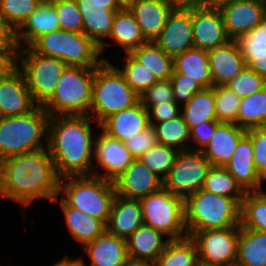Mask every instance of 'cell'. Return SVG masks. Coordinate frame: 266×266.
<instances>
[{
  "instance_id": "obj_1",
  "label": "cell",
  "mask_w": 266,
  "mask_h": 266,
  "mask_svg": "<svg viewBox=\"0 0 266 266\" xmlns=\"http://www.w3.org/2000/svg\"><path fill=\"white\" fill-rule=\"evenodd\" d=\"M59 181L47 148L0 161V196L25 210L39 199L52 202L59 193Z\"/></svg>"
},
{
  "instance_id": "obj_2",
  "label": "cell",
  "mask_w": 266,
  "mask_h": 266,
  "mask_svg": "<svg viewBox=\"0 0 266 266\" xmlns=\"http://www.w3.org/2000/svg\"><path fill=\"white\" fill-rule=\"evenodd\" d=\"M94 119L89 115L51 116L48 123L47 150L57 176H91L93 168Z\"/></svg>"
},
{
  "instance_id": "obj_3",
  "label": "cell",
  "mask_w": 266,
  "mask_h": 266,
  "mask_svg": "<svg viewBox=\"0 0 266 266\" xmlns=\"http://www.w3.org/2000/svg\"><path fill=\"white\" fill-rule=\"evenodd\" d=\"M49 118L42 106L25 115L0 117V161L47 148Z\"/></svg>"
},
{
  "instance_id": "obj_4",
  "label": "cell",
  "mask_w": 266,
  "mask_h": 266,
  "mask_svg": "<svg viewBox=\"0 0 266 266\" xmlns=\"http://www.w3.org/2000/svg\"><path fill=\"white\" fill-rule=\"evenodd\" d=\"M184 209L188 236L195 231L240 225L241 205L234 198L215 195L203 189L184 199Z\"/></svg>"
},
{
  "instance_id": "obj_5",
  "label": "cell",
  "mask_w": 266,
  "mask_h": 266,
  "mask_svg": "<svg viewBox=\"0 0 266 266\" xmlns=\"http://www.w3.org/2000/svg\"><path fill=\"white\" fill-rule=\"evenodd\" d=\"M30 47L40 55L60 59L71 67L96 68L109 61L101 57L100 47L84 33L62 29L41 35Z\"/></svg>"
},
{
  "instance_id": "obj_6",
  "label": "cell",
  "mask_w": 266,
  "mask_h": 266,
  "mask_svg": "<svg viewBox=\"0 0 266 266\" xmlns=\"http://www.w3.org/2000/svg\"><path fill=\"white\" fill-rule=\"evenodd\" d=\"M59 197L70 207L108 221L116 197L114 183L91 176H68L59 181Z\"/></svg>"
},
{
  "instance_id": "obj_7",
  "label": "cell",
  "mask_w": 266,
  "mask_h": 266,
  "mask_svg": "<svg viewBox=\"0 0 266 266\" xmlns=\"http://www.w3.org/2000/svg\"><path fill=\"white\" fill-rule=\"evenodd\" d=\"M139 101L140 96L127 84L110 61H104L95 68L89 116L98 123V128L110 115L130 108Z\"/></svg>"
},
{
  "instance_id": "obj_8",
  "label": "cell",
  "mask_w": 266,
  "mask_h": 266,
  "mask_svg": "<svg viewBox=\"0 0 266 266\" xmlns=\"http://www.w3.org/2000/svg\"><path fill=\"white\" fill-rule=\"evenodd\" d=\"M95 68L67 66L53 96L42 106L51 116L89 115Z\"/></svg>"
},
{
  "instance_id": "obj_9",
  "label": "cell",
  "mask_w": 266,
  "mask_h": 266,
  "mask_svg": "<svg viewBox=\"0 0 266 266\" xmlns=\"http://www.w3.org/2000/svg\"><path fill=\"white\" fill-rule=\"evenodd\" d=\"M16 66L23 73L38 106H43L53 96L57 81L67 67L62 60L40 55L30 46L19 49Z\"/></svg>"
},
{
  "instance_id": "obj_10",
  "label": "cell",
  "mask_w": 266,
  "mask_h": 266,
  "mask_svg": "<svg viewBox=\"0 0 266 266\" xmlns=\"http://www.w3.org/2000/svg\"><path fill=\"white\" fill-rule=\"evenodd\" d=\"M143 224L168 236L170 240L188 237L185 226L184 198L161 190L139 199Z\"/></svg>"
},
{
  "instance_id": "obj_11",
  "label": "cell",
  "mask_w": 266,
  "mask_h": 266,
  "mask_svg": "<svg viewBox=\"0 0 266 266\" xmlns=\"http://www.w3.org/2000/svg\"><path fill=\"white\" fill-rule=\"evenodd\" d=\"M211 167V163L201 151H179L172 168L163 180V188L185 199L203 188Z\"/></svg>"
},
{
  "instance_id": "obj_12",
  "label": "cell",
  "mask_w": 266,
  "mask_h": 266,
  "mask_svg": "<svg viewBox=\"0 0 266 266\" xmlns=\"http://www.w3.org/2000/svg\"><path fill=\"white\" fill-rule=\"evenodd\" d=\"M239 226L195 231L189 237L198 251L200 266H235Z\"/></svg>"
},
{
  "instance_id": "obj_13",
  "label": "cell",
  "mask_w": 266,
  "mask_h": 266,
  "mask_svg": "<svg viewBox=\"0 0 266 266\" xmlns=\"http://www.w3.org/2000/svg\"><path fill=\"white\" fill-rule=\"evenodd\" d=\"M100 135L94 140L93 159L103 173L93 172V175L114 182L132 163L134 158L125 143L106 134L101 128Z\"/></svg>"
},
{
  "instance_id": "obj_14",
  "label": "cell",
  "mask_w": 266,
  "mask_h": 266,
  "mask_svg": "<svg viewBox=\"0 0 266 266\" xmlns=\"http://www.w3.org/2000/svg\"><path fill=\"white\" fill-rule=\"evenodd\" d=\"M82 13L83 33L92 39L99 47L101 55L110 36L112 24L117 11L122 8L117 2H99L98 0H76Z\"/></svg>"
},
{
  "instance_id": "obj_15",
  "label": "cell",
  "mask_w": 266,
  "mask_h": 266,
  "mask_svg": "<svg viewBox=\"0 0 266 266\" xmlns=\"http://www.w3.org/2000/svg\"><path fill=\"white\" fill-rule=\"evenodd\" d=\"M231 40L251 31L266 16L265 0H232L218 6Z\"/></svg>"
},
{
  "instance_id": "obj_16",
  "label": "cell",
  "mask_w": 266,
  "mask_h": 266,
  "mask_svg": "<svg viewBox=\"0 0 266 266\" xmlns=\"http://www.w3.org/2000/svg\"><path fill=\"white\" fill-rule=\"evenodd\" d=\"M153 42L172 57L193 48L192 7L174 8Z\"/></svg>"
},
{
  "instance_id": "obj_17",
  "label": "cell",
  "mask_w": 266,
  "mask_h": 266,
  "mask_svg": "<svg viewBox=\"0 0 266 266\" xmlns=\"http://www.w3.org/2000/svg\"><path fill=\"white\" fill-rule=\"evenodd\" d=\"M192 23L195 48L209 51L231 40L218 7L203 4L192 7Z\"/></svg>"
},
{
  "instance_id": "obj_18",
  "label": "cell",
  "mask_w": 266,
  "mask_h": 266,
  "mask_svg": "<svg viewBox=\"0 0 266 266\" xmlns=\"http://www.w3.org/2000/svg\"><path fill=\"white\" fill-rule=\"evenodd\" d=\"M37 106L17 66L0 78V117L25 115Z\"/></svg>"
},
{
  "instance_id": "obj_19",
  "label": "cell",
  "mask_w": 266,
  "mask_h": 266,
  "mask_svg": "<svg viewBox=\"0 0 266 266\" xmlns=\"http://www.w3.org/2000/svg\"><path fill=\"white\" fill-rule=\"evenodd\" d=\"M113 183L116 195L127 199H140L163 188V180L139 159H134Z\"/></svg>"
},
{
  "instance_id": "obj_20",
  "label": "cell",
  "mask_w": 266,
  "mask_h": 266,
  "mask_svg": "<svg viewBox=\"0 0 266 266\" xmlns=\"http://www.w3.org/2000/svg\"><path fill=\"white\" fill-rule=\"evenodd\" d=\"M224 167L245 192L264 189L263 180L255 168L252 141L247 134L239 140L233 156Z\"/></svg>"
},
{
  "instance_id": "obj_21",
  "label": "cell",
  "mask_w": 266,
  "mask_h": 266,
  "mask_svg": "<svg viewBox=\"0 0 266 266\" xmlns=\"http://www.w3.org/2000/svg\"><path fill=\"white\" fill-rule=\"evenodd\" d=\"M213 87L225 86L247 65L236 40L207 51Z\"/></svg>"
},
{
  "instance_id": "obj_22",
  "label": "cell",
  "mask_w": 266,
  "mask_h": 266,
  "mask_svg": "<svg viewBox=\"0 0 266 266\" xmlns=\"http://www.w3.org/2000/svg\"><path fill=\"white\" fill-rule=\"evenodd\" d=\"M149 126L148 111L140 101L130 108L110 115L100 124L106 134L123 143Z\"/></svg>"
},
{
  "instance_id": "obj_23",
  "label": "cell",
  "mask_w": 266,
  "mask_h": 266,
  "mask_svg": "<svg viewBox=\"0 0 266 266\" xmlns=\"http://www.w3.org/2000/svg\"><path fill=\"white\" fill-rule=\"evenodd\" d=\"M82 249L90 260L89 266H123L128 259L126 240L108 231L87 243ZM80 258L84 266H87L84 257Z\"/></svg>"
},
{
  "instance_id": "obj_24",
  "label": "cell",
  "mask_w": 266,
  "mask_h": 266,
  "mask_svg": "<svg viewBox=\"0 0 266 266\" xmlns=\"http://www.w3.org/2000/svg\"><path fill=\"white\" fill-rule=\"evenodd\" d=\"M147 41H153L165 26L174 9L165 0H134L128 8Z\"/></svg>"
},
{
  "instance_id": "obj_25",
  "label": "cell",
  "mask_w": 266,
  "mask_h": 266,
  "mask_svg": "<svg viewBox=\"0 0 266 266\" xmlns=\"http://www.w3.org/2000/svg\"><path fill=\"white\" fill-rule=\"evenodd\" d=\"M60 29L59 18L54 5L43 0L16 31V41L20 48L30 46L45 33Z\"/></svg>"
},
{
  "instance_id": "obj_26",
  "label": "cell",
  "mask_w": 266,
  "mask_h": 266,
  "mask_svg": "<svg viewBox=\"0 0 266 266\" xmlns=\"http://www.w3.org/2000/svg\"><path fill=\"white\" fill-rule=\"evenodd\" d=\"M246 134V130L235 123L221 122L201 151L212 166L224 167L231 159L239 140Z\"/></svg>"
},
{
  "instance_id": "obj_27",
  "label": "cell",
  "mask_w": 266,
  "mask_h": 266,
  "mask_svg": "<svg viewBox=\"0 0 266 266\" xmlns=\"http://www.w3.org/2000/svg\"><path fill=\"white\" fill-rule=\"evenodd\" d=\"M142 225V207L139 199H127L116 195L106 223V231L126 240Z\"/></svg>"
},
{
  "instance_id": "obj_28",
  "label": "cell",
  "mask_w": 266,
  "mask_h": 266,
  "mask_svg": "<svg viewBox=\"0 0 266 266\" xmlns=\"http://www.w3.org/2000/svg\"><path fill=\"white\" fill-rule=\"evenodd\" d=\"M52 202H59L67 230L75 241L81 243L82 248L106 231V224L103 221L70 207L61 197L59 198V195Z\"/></svg>"
},
{
  "instance_id": "obj_29",
  "label": "cell",
  "mask_w": 266,
  "mask_h": 266,
  "mask_svg": "<svg viewBox=\"0 0 266 266\" xmlns=\"http://www.w3.org/2000/svg\"><path fill=\"white\" fill-rule=\"evenodd\" d=\"M151 226L143 224L127 239L128 258L155 263L170 239Z\"/></svg>"
},
{
  "instance_id": "obj_30",
  "label": "cell",
  "mask_w": 266,
  "mask_h": 266,
  "mask_svg": "<svg viewBox=\"0 0 266 266\" xmlns=\"http://www.w3.org/2000/svg\"><path fill=\"white\" fill-rule=\"evenodd\" d=\"M173 71L195 80L203 88L213 87L206 50L191 48L173 57Z\"/></svg>"
},
{
  "instance_id": "obj_31",
  "label": "cell",
  "mask_w": 266,
  "mask_h": 266,
  "mask_svg": "<svg viewBox=\"0 0 266 266\" xmlns=\"http://www.w3.org/2000/svg\"><path fill=\"white\" fill-rule=\"evenodd\" d=\"M109 39H112V41H114L112 44L123 49L125 53H130L133 49L148 42L129 9L117 11L113 20L110 36L108 37V40Z\"/></svg>"
},
{
  "instance_id": "obj_32",
  "label": "cell",
  "mask_w": 266,
  "mask_h": 266,
  "mask_svg": "<svg viewBox=\"0 0 266 266\" xmlns=\"http://www.w3.org/2000/svg\"><path fill=\"white\" fill-rule=\"evenodd\" d=\"M235 266H266V233L239 225Z\"/></svg>"
},
{
  "instance_id": "obj_33",
  "label": "cell",
  "mask_w": 266,
  "mask_h": 266,
  "mask_svg": "<svg viewBox=\"0 0 266 266\" xmlns=\"http://www.w3.org/2000/svg\"><path fill=\"white\" fill-rule=\"evenodd\" d=\"M130 54L141 64L146 66L157 81L170 80L173 73V57L167 55L153 41L133 49Z\"/></svg>"
},
{
  "instance_id": "obj_34",
  "label": "cell",
  "mask_w": 266,
  "mask_h": 266,
  "mask_svg": "<svg viewBox=\"0 0 266 266\" xmlns=\"http://www.w3.org/2000/svg\"><path fill=\"white\" fill-rule=\"evenodd\" d=\"M180 114L191 130L194 126L206 121H217L214 87L203 88L193 95V97L184 104Z\"/></svg>"
},
{
  "instance_id": "obj_35",
  "label": "cell",
  "mask_w": 266,
  "mask_h": 266,
  "mask_svg": "<svg viewBox=\"0 0 266 266\" xmlns=\"http://www.w3.org/2000/svg\"><path fill=\"white\" fill-rule=\"evenodd\" d=\"M236 124L246 131L266 127V87L240 100Z\"/></svg>"
},
{
  "instance_id": "obj_36",
  "label": "cell",
  "mask_w": 266,
  "mask_h": 266,
  "mask_svg": "<svg viewBox=\"0 0 266 266\" xmlns=\"http://www.w3.org/2000/svg\"><path fill=\"white\" fill-rule=\"evenodd\" d=\"M155 266H200L196 244L189 236L170 240L157 258Z\"/></svg>"
},
{
  "instance_id": "obj_37",
  "label": "cell",
  "mask_w": 266,
  "mask_h": 266,
  "mask_svg": "<svg viewBox=\"0 0 266 266\" xmlns=\"http://www.w3.org/2000/svg\"><path fill=\"white\" fill-rule=\"evenodd\" d=\"M240 225L266 233V191L246 192L241 203Z\"/></svg>"
},
{
  "instance_id": "obj_38",
  "label": "cell",
  "mask_w": 266,
  "mask_h": 266,
  "mask_svg": "<svg viewBox=\"0 0 266 266\" xmlns=\"http://www.w3.org/2000/svg\"><path fill=\"white\" fill-rule=\"evenodd\" d=\"M158 144L178 151L190 150V129L180 114L174 119L153 125Z\"/></svg>"
},
{
  "instance_id": "obj_39",
  "label": "cell",
  "mask_w": 266,
  "mask_h": 266,
  "mask_svg": "<svg viewBox=\"0 0 266 266\" xmlns=\"http://www.w3.org/2000/svg\"><path fill=\"white\" fill-rule=\"evenodd\" d=\"M202 189L215 195L234 198L240 205L246 193L227 169L221 166L209 169Z\"/></svg>"
},
{
  "instance_id": "obj_40",
  "label": "cell",
  "mask_w": 266,
  "mask_h": 266,
  "mask_svg": "<svg viewBox=\"0 0 266 266\" xmlns=\"http://www.w3.org/2000/svg\"><path fill=\"white\" fill-rule=\"evenodd\" d=\"M125 63L123 67H116L124 77L127 84L138 94H142L146 89L157 82L153 73L143 64L139 63L130 53H125Z\"/></svg>"
},
{
  "instance_id": "obj_41",
  "label": "cell",
  "mask_w": 266,
  "mask_h": 266,
  "mask_svg": "<svg viewBox=\"0 0 266 266\" xmlns=\"http://www.w3.org/2000/svg\"><path fill=\"white\" fill-rule=\"evenodd\" d=\"M178 152L179 151L173 147L157 144L138 159L146 165L149 170L164 180L172 168Z\"/></svg>"
},
{
  "instance_id": "obj_42",
  "label": "cell",
  "mask_w": 266,
  "mask_h": 266,
  "mask_svg": "<svg viewBox=\"0 0 266 266\" xmlns=\"http://www.w3.org/2000/svg\"><path fill=\"white\" fill-rule=\"evenodd\" d=\"M43 0H0V16L17 31Z\"/></svg>"
},
{
  "instance_id": "obj_43",
  "label": "cell",
  "mask_w": 266,
  "mask_h": 266,
  "mask_svg": "<svg viewBox=\"0 0 266 266\" xmlns=\"http://www.w3.org/2000/svg\"><path fill=\"white\" fill-rule=\"evenodd\" d=\"M214 98L217 121L236 124L241 98L227 86H215Z\"/></svg>"
},
{
  "instance_id": "obj_44",
  "label": "cell",
  "mask_w": 266,
  "mask_h": 266,
  "mask_svg": "<svg viewBox=\"0 0 266 266\" xmlns=\"http://www.w3.org/2000/svg\"><path fill=\"white\" fill-rule=\"evenodd\" d=\"M57 12L60 29L83 33L82 13L76 0H49Z\"/></svg>"
},
{
  "instance_id": "obj_45",
  "label": "cell",
  "mask_w": 266,
  "mask_h": 266,
  "mask_svg": "<svg viewBox=\"0 0 266 266\" xmlns=\"http://www.w3.org/2000/svg\"><path fill=\"white\" fill-rule=\"evenodd\" d=\"M225 86L242 99L265 88L266 80L246 66Z\"/></svg>"
},
{
  "instance_id": "obj_46",
  "label": "cell",
  "mask_w": 266,
  "mask_h": 266,
  "mask_svg": "<svg viewBox=\"0 0 266 266\" xmlns=\"http://www.w3.org/2000/svg\"><path fill=\"white\" fill-rule=\"evenodd\" d=\"M241 54L266 53V16L251 31L237 40Z\"/></svg>"
},
{
  "instance_id": "obj_47",
  "label": "cell",
  "mask_w": 266,
  "mask_h": 266,
  "mask_svg": "<svg viewBox=\"0 0 266 266\" xmlns=\"http://www.w3.org/2000/svg\"><path fill=\"white\" fill-rule=\"evenodd\" d=\"M246 134L252 141L257 173L263 181H266V127L249 129Z\"/></svg>"
},
{
  "instance_id": "obj_48",
  "label": "cell",
  "mask_w": 266,
  "mask_h": 266,
  "mask_svg": "<svg viewBox=\"0 0 266 266\" xmlns=\"http://www.w3.org/2000/svg\"><path fill=\"white\" fill-rule=\"evenodd\" d=\"M173 87L174 102L179 106L186 104L194 94L201 91L203 87L186 75H181L173 71L170 78Z\"/></svg>"
},
{
  "instance_id": "obj_49",
  "label": "cell",
  "mask_w": 266,
  "mask_h": 266,
  "mask_svg": "<svg viewBox=\"0 0 266 266\" xmlns=\"http://www.w3.org/2000/svg\"><path fill=\"white\" fill-rule=\"evenodd\" d=\"M139 96L142 105L174 102L173 87L170 80L157 81Z\"/></svg>"
},
{
  "instance_id": "obj_50",
  "label": "cell",
  "mask_w": 266,
  "mask_h": 266,
  "mask_svg": "<svg viewBox=\"0 0 266 266\" xmlns=\"http://www.w3.org/2000/svg\"><path fill=\"white\" fill-rule=\"evenodd\" d=\"M134 159H138L150 148L158 144L156 131L153 126H149L139 134L124 142Z\"/></svg>"
},
{
  "instance_id": "obj_51",
  "label": "cell",
  "mask_w": 266,
  "mask_h": 266,
  "mask_svg": "<svg viewBox=\"0 0 266 266\" xmlns=\"http://www.w3.org/2000/svg\"><path fill=\"white\" fill-rule=\"evenodd\" d=\"M148 111L149 123L153 126L176 118L180 115L181 106L175 102H164L158 105H143Z\"/></svg>"
},
{
  "instance_id": "obj_52",
  "label": "cell",
  "mask_w": 266,
  "mask_h": 266,
  "mask_svg": "<svg viewBox=\"0 0 266 266\" xmlns=\"http://www.w3.org/2000/svg\"><path fill=\"white\" fill-rule=\"evenodd\" d=\"M219 121H206L201 124L194 126L190 130V145L193 142L194 144L190 146V150L202 151L208 142L211 140V137L214 135L216 127L220 124ZM196 145V147H194Z\"/></svg>"
},
{
  "instance_id": "obj_53",
  "label": "cell",
  "mask_w": 266,
  "mask_h": 266,
  "mask_svg": "<svg viewBox=\"0 0 266 266\" xmlns=\"http://www.w3.org/2000/svg\"><path fill=\"white\" fill-rule=\"evenodd\" d=\"M0 50L19 51L16 31L0 16Z\"/></svg>"
},
{
  "instance_id": "obj_54",
  "label": "cell",
  "mask_w": 266,
  "mask_h": 266,
  "mask_svg": "<svg viewBox=\"0 0 266 266\" xmlns=\"http://www.w3.org/2000/svg\"><path fill=\"white\" fill-rule=\"evenodd\" d=\"M241 55L247 67L266 80V53Z\"/></svg>"
},
{
  "instance_id": "obj_55",
  "label": "cell",
  "mask_w": 266,
  "mask_h": 266,
  "mask_svg": "<svg viewBox=\"0 0 266 266\" xmlns=\"http://www.w3.org/2000/svg\"><path fill=\"white\" fill-rule=\"evenodd\" d=\"M18 51L0 50V78L16 66Z\"/></svg>"
},
{
  "instance_id": "obj_56",
  "label": "cell",
  "mask_w": 266,
  "mask_h": 266,
  "mask_svg": "<svg viewBox=\"0 0 266 266\" xmlns=\"http://www.w3.org/2000/svg\"><path fill=\"white\" fill-rule=\"evenodd\" d=\"M174 8H191L202 5V0H165Z\"/></svg>"
},
{
  "instance_id": "obj_57",
  "label": "cell",
  "mask_w": 266,
  "mask_h": 266,
  "mask_svg": "<svg viewBox=\"0 0 266 266\" xmlns=\"http://www.w3.org/2000/svg\"><path fill=\"white\" fill-rule=\"evenodd\" d=\"M51 266H84V263L80 257L76 258H69V256L66 255L62 259H60L55 264H52Z\"/></svg>"
},
{
  "instance_id": "obj_58",
  "label": "cell",
  "mask_w": 266,
  "mask_h": 266,
  "mask_svg": "<svg viewBox=\"0 0 266 266\" xmlns=\"http://www.w3.org/2000/svg\"><path fill=\"white\" fill-rule=\"evenodd\" d=\"M123 266H155V263L146 260L128 258Z\"/></svg>"
},
{
  "instance_id": "obj_59",
  "label": "cell",
  "mask_w": 266,
  "mask_h": 266,
  "mask_svg": "<svg viewBox=\"0 0 266 266\" xmlns=\"http://www.w3.org/2000/svg\"><path fill=\"white\" fill-rule=\"evenodd\" d=\"M232 1V0H202V4L206 6H215L218 7L219 5Z\"/></svg>"
},
{
  "instance_id": "obj_60",
  "label": "cell",
  "mask_w": 266,
  "mask_h": 266,
  "mask_svg": "<svg viewBox=\"0 0 266 266\" xmlns=\"http://www.w3.org/2000/svg\"><path fill=\"white\" fill-rule=\"evenodd\" d=\"M134 0H116L117 4L122 8V9H128L130 5L133 3Z\"/></svg>"
},
{
  "instance_id": "obj_61",
  "label": "cell",
  "mask_w": 266,
  "mask_h": 266,
  "mask_svg": "<svg viewBox=\"0 0 266 266\" xmlns=\"http://www.w3.org/2000/svg\"><path fill=\"white\" fill-rule=\"evenodd\" d=\"M99 2H116V0H98Z\"/></svg>"
}]
</instances>
